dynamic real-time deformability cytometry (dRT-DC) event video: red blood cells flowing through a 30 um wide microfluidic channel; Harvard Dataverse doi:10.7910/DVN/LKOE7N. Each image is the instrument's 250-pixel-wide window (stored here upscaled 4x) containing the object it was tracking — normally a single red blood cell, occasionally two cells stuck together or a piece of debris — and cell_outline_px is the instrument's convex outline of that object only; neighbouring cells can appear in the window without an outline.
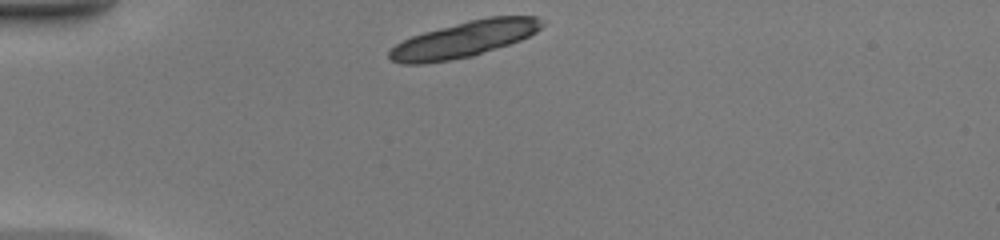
{"species": "common noctule bat (a hibernating species)", "species_latin": "Nyctalus noctula", "temperature_condition": "warm", "stored_images_in_passage": 35, "camera_frame_rate_fps": 3000, "um_per_image_px": 0.085, "animal": {"sex": "female", "body_mass_g": 20.0, "forearm_length_mm": 54.0}, "frame": {"image": 1, "passage_image": 1, "time_ms": 0.0, "image_size_px": [1000, 240], "cell_outline_px": [[544, 24], [536, 32], [520, 40], [472, 56], [424, 64], [400, 64], [392, 60], [388, 56], [388, 52], [396, 44], [412, 36], [424, 32], [468, 20], [488, 16], [536, 16]], "centroid_in_image_um": [39.43, 3.33], "position_along_channel_um": 45.6, "area_um2": 31.67}}
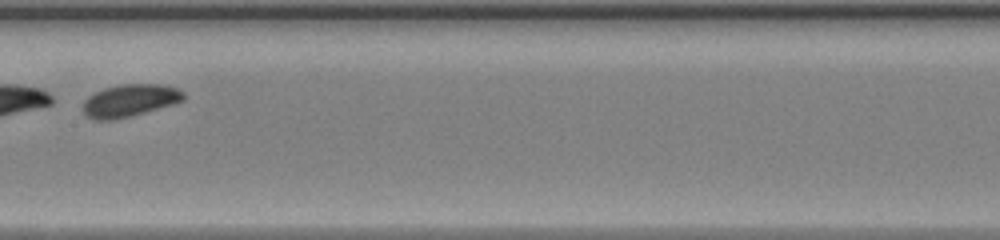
{"frame": {"image": 2, "passage_image": 14, "time_ms": 4.333, "image_size_px": [1000, 240], "cell_outline_px": [[184, 100], [172, 104], [132, 116], [112, 120], [96, 120], [88, 116], [84, 112], [84, 100], [88, 96], [104, 88], [120, 84], [160, 84], [176, 88], [184, 92]], "centroid_in_image_um": [11.03, 8.54], "position_along_channel_um": 196.4, "area_um2": 18.84}}
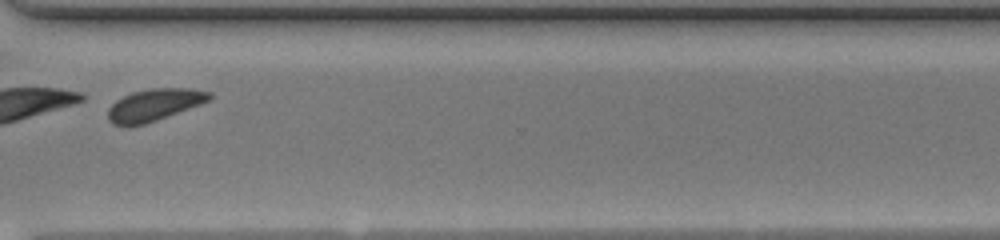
{"frame": {"image": 3, "passage_image": 25, "time_ms": 8.0, "image_size_px": [1000, 240], "cell_outline_px": [[212, 100], [156, 120], [144, 124], [128, 128], [112, 124], [108, 120], [108, 108], [116, 100], [132, 92], [152, 88], [188, 88], [212, 92]], "centroid_in_image_um": [13.09, 8.93], "position_along_channel_um": 357.5, "area_um2": 19.13}, "authors_computed_cell_mechanics": {"area_um2": 19.363, "velocity_mm_per_s": 4.3783, "shape_relaxation_time_tau1_ms": 0.641, "shape_relaxation_time_tau2_ms": 6.4286, "deformation_change_tau1": 0.2924, "deformation_change_tau2": 0.1299}}